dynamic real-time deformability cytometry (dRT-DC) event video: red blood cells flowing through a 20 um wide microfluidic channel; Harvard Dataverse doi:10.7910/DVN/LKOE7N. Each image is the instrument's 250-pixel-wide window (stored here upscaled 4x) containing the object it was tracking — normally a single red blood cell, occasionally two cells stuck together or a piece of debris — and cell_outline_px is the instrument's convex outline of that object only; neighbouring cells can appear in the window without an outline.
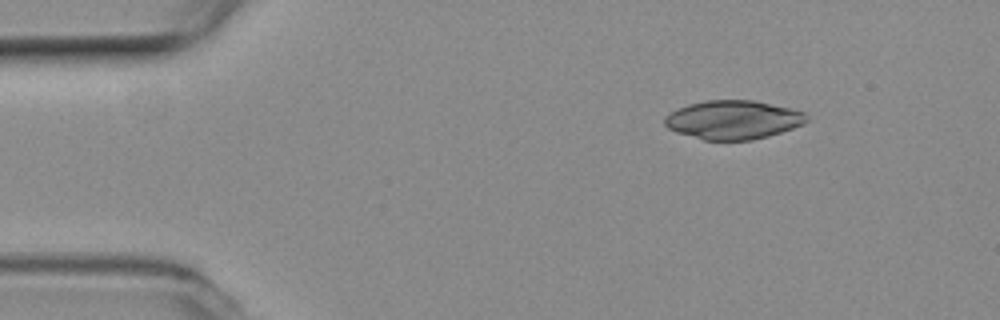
{"species": "common noctule bat (a hibernating species)", "species_latin": "Nyctalus noctula", "temperature_condition": "room temperature", "stored_images_in_passage": 3, "camera_frame_rate_fps": 3000, "um_per_image_px": 0.085, "animal": {"sex": "female", "body_mass_g": 19.3, "forearm_length_mm": 54.1}, "frame": {"image": 1, "passage_image": 1, "time_ms": 0.0, "image_size_px": [1000, 320], "cell_outline_px": [[808, 120], [804, 124], [768, 136], [752, 140], [704, 140], [676, 132], [668, 128], [664, 124], [664, 116], [688, 104], [708, 100], [752, 100], [788, 108], [804, 112], [808, 116]], "centroid_in_image_um": [62.31, 10.19], "position_along_channel_um": 22.7, "area_um2": 31.85}}